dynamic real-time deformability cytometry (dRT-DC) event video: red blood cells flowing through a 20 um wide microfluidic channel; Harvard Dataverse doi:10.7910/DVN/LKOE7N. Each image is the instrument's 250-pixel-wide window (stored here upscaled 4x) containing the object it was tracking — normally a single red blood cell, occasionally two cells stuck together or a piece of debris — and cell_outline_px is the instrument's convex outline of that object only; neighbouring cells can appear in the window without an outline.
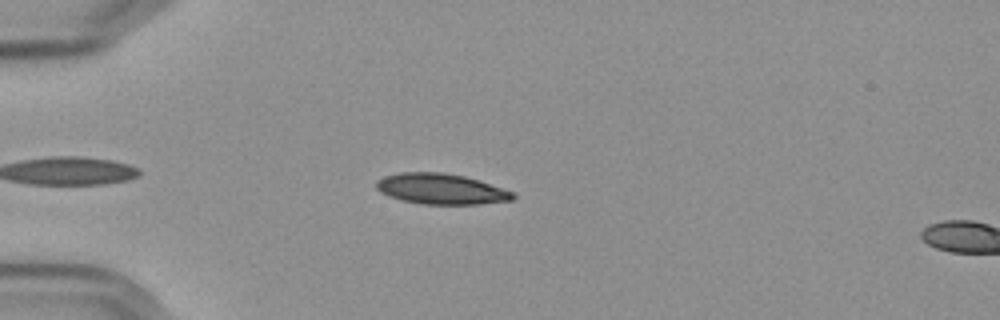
{"species": "Egyptian fruit bat (a non-hibernating species)", "species_latin": "Rousettus aegyptiacus", "temperature_condition": "cold", "stored_images_in_passage": 10, "camera_frame_rate_fps": 3000, "um_per_image_px": 0.085, "frame": {"image": 1, "passage_image": 7, "time_ms": 2.0, "image_size_px": [1000, 320], "cell_outline_px": [[516, 196], [512, 200], [480, 204], [424, 204], [404, 200], [388, 196], [380, 192], [376, 188], [376, 180], [384, 176], [400, 172], [444, 172], [464, 176], [516, 192]], "centroid_in_image_um": [37.49, 16.05], "position_along_channel_um": 47.5, "area_um2": 24.39}}